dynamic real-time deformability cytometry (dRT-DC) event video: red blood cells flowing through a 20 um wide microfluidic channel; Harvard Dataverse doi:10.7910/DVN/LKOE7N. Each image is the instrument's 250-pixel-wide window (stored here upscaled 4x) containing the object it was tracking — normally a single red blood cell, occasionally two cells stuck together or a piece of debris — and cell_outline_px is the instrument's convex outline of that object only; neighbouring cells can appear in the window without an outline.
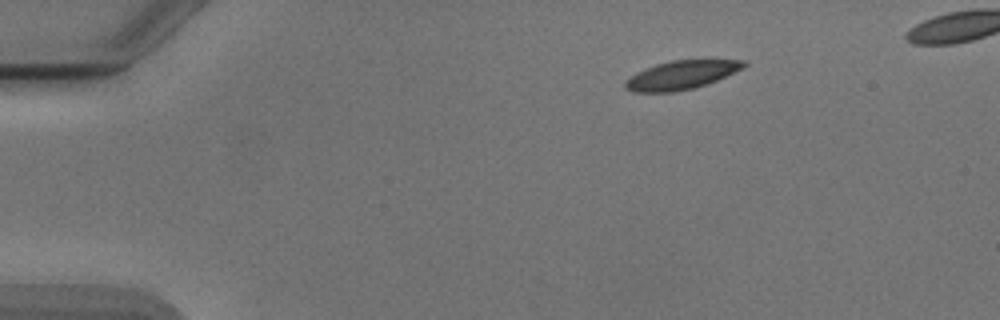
{"species": "Egyptian fruit bat (a non-hibernating species)", "species_latin": "Rousettus aegyptiacus", "temperature_condition": "cold", "stored_images_in_passage": 44, "camera_frame_rate_fps": 3000, "um_per_image_px": 0.085, "animal": {"sex": "male"}, "frame": {"image": 1, "passage_image": 1, "time_ms": 0.0, "image_size_px": [1000, 320], "cell_outline_px": [[748, 64], [744, 68], [708, 84], [676, 92], [632, 92], [624, 88], [624, 80], [636, 72], [644, 68], [656, 64], [672, 60], [744, 60]], "centroid_in_image_um": [57.88, 6.38], "position_along_channel_um": 27.1, "area_um2": 19.94}}
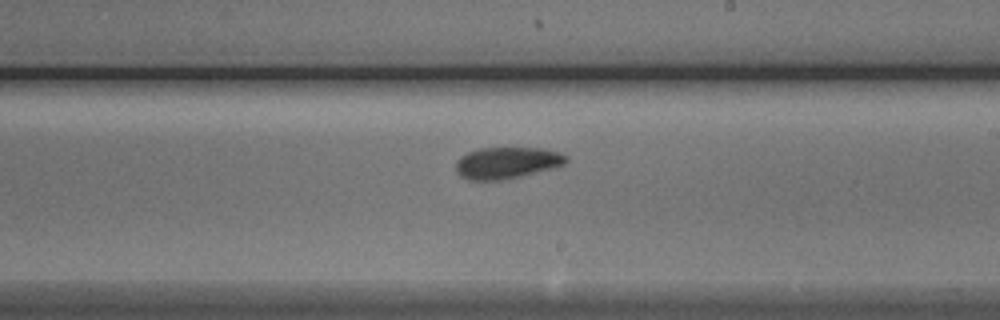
{"frame": {"image": 2, "passage_image": 24, "time_ms": 7.667, "image_size_px": [1000, 320], "cell_outline_px": [[568, 160], [564, 164], [552, 168], [520, 176], [500, 180], [468, 180], [460, 176], [456, 172], [456, 160], [460, 156], [468, 152], [480, 148], [544, 148], [560, 152], [568, 156]], "centroid_in_image_um": [43.07, 13.83], "position_along_channel_um": 245.9, "area_um2": 20.35}}
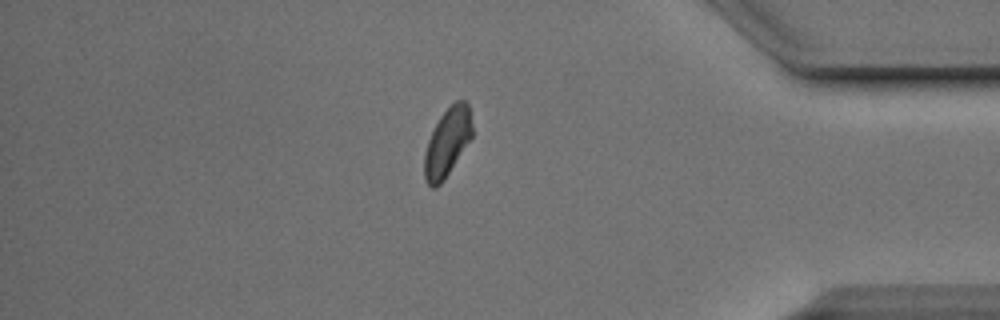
{"frame": {"image": 3, "passage_image": 38, "time_ms": 12.333, "image_size_px": [1000, 320], "cell_outline_px": [[472, 136], [444, 180], [436, 188], [432, 188], [428, 184], [424, 176], [424, 152], [428, 140], [440, 116], [456, 100], [464, 100], [468, 104], [472, 128]], "centroid_in_image_um": [38.0, 12.11], "position_along_channel_um": 397.2, "area_um2": 18.73}}